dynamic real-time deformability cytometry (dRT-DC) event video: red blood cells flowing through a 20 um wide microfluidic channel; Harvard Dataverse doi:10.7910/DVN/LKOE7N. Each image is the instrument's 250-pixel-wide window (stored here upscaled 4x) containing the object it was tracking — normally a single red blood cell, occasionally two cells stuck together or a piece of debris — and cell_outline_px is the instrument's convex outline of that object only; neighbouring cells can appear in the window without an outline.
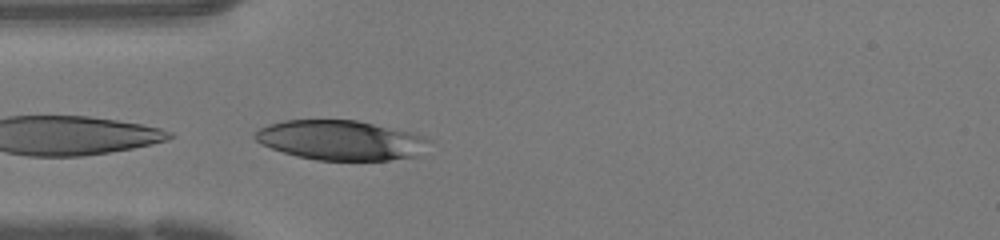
{"species": "human", "species_latin": "Homo sapiens", "temperature_condition": "warm", "stored_images_in_passage": 11, "camera_frame_rate_fps": 3000, "um_per_image_px": 0.085, "donor": {"sex": "female"}, "frame": {"image": 1, "passage_image": 11, "time_ms": 3.333, "image_size_px": [1000, 240], "cell_outline_px": [[432, 140], [420, 156], [388, 160], [316, 160], [296, 156], [260, 144], [252, 136], [260, 128], [268, 124], [284, 120], [356, 120], [408, 132], [424, 136]], "centroid_in_image_um": [28.97, 11.92], "position_along_channel_um": 56.0, "area_um2": 40.29}}